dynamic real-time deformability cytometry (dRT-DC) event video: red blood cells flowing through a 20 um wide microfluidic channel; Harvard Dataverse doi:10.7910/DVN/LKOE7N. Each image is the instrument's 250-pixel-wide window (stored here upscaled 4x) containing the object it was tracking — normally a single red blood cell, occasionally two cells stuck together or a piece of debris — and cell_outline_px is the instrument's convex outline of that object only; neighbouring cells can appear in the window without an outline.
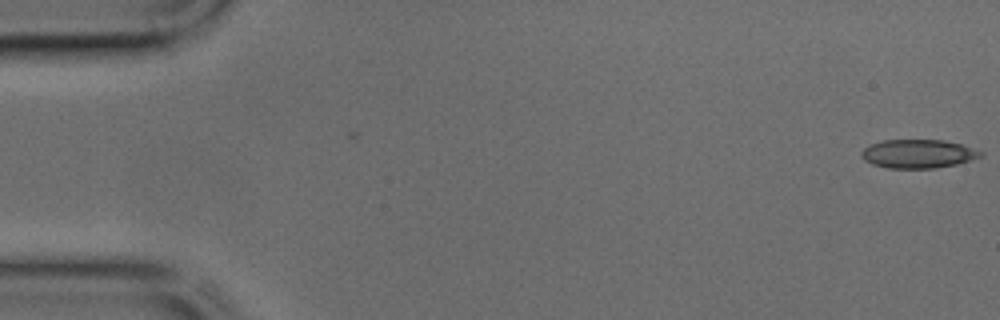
{"species": "common noctule bat (a hibernating species)", "species_latin": "Nyctalus noctula", "temperature_condition": "cold", "stored_images_in_passage": 3, "camera_frame_rate_fps": 3000, "um_per_image_px": 0.085, "animal": {"sex": "male", "body_mass_g": 17.9, "forearm_length_mm": 54.2}, "frame": {"image": 1, "passage_image": 3, "time_ms": 0.667, "image_size_px": [1000, 320], "cell_outline_px": [[984, 156], [956, 164], [936, 168], [888, 168], [872, 164], [864, 160], [860, 156], [860, 152], [868, 144], [884, 140], [944, 140], [960, 144], [984, 152]], "centroid_in_image_um": [78.01, 13.07], "position_along_channel_um": 7.0, "area_um2": 20.0}}